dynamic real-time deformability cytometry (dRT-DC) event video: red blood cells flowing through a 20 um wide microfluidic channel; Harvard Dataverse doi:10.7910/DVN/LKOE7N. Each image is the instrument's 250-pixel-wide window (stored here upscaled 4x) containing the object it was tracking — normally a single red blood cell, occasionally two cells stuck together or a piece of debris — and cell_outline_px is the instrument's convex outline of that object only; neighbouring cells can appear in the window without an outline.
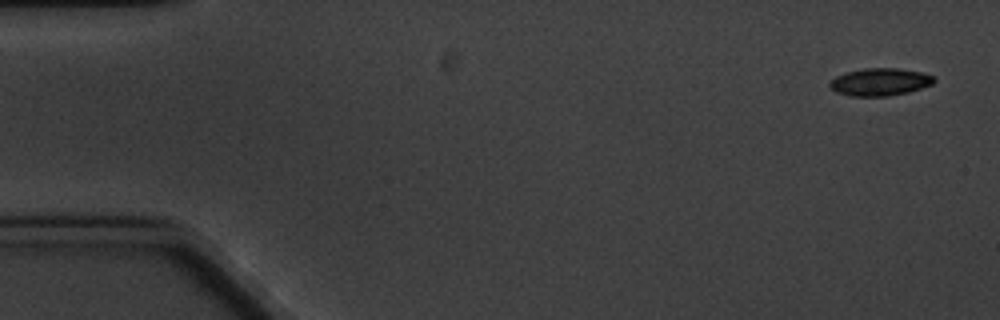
{"species": "common noctule bat (a hibernating species)", "species_latin": "Nyctalus noctula", "temperature_condition": "cold", "stored_images_in_passage": 6, "camera_frame_rate_fps": 3000, "um_per_image_px": 0.085, "animal": {"sex": "male", "body_mass_g": 20.1, "forearm_length_mm": 53.5}, "frame": {"image": 1, "passage_image": 1, "time_ms": 0.0, "image_size_px": [1000, 320], "cell_outline_px": [[936, 80], [932, 84], [908, 92], [888, 96], [848, 96], [836, 92], [828, 84], [836, 76], [844, 72], [864, 68], [900, 68], [920, 72], [936, 76]], "centroid_in_image_um": [74.8, 6.96], "position_along_channel_um": 10.2, "area_um2": 16.82}}
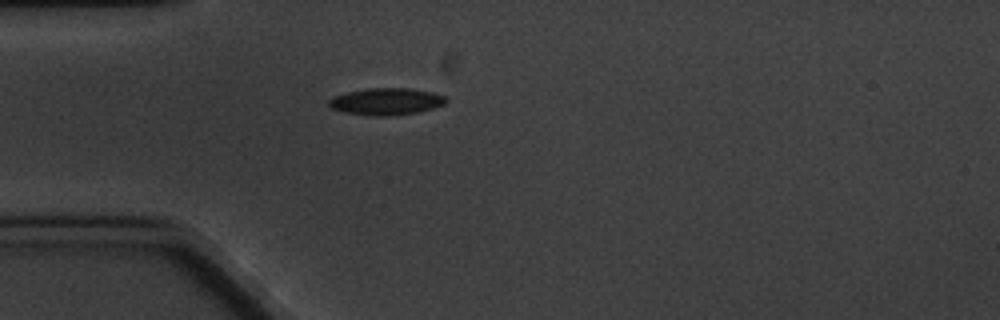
{"frame": {"image": 2, "passage_image": 5, "time_ms": 4.667, "image_size_px": [1000, 320], "cell_outline_px": [[448, 100], [444, 104], [432, 108], [416, 112], [388, 116], [368, 116], [344, 112], [332, 108], [328, 104], [328, 100], [332, 96], [348, 92], [368, 88], [408, 88], [432, 92], [444, 96]], "centroid_in_image_um": [32.79, 8.63], "position_along_channel_um": 52.2, "area_um2": 18.32}}